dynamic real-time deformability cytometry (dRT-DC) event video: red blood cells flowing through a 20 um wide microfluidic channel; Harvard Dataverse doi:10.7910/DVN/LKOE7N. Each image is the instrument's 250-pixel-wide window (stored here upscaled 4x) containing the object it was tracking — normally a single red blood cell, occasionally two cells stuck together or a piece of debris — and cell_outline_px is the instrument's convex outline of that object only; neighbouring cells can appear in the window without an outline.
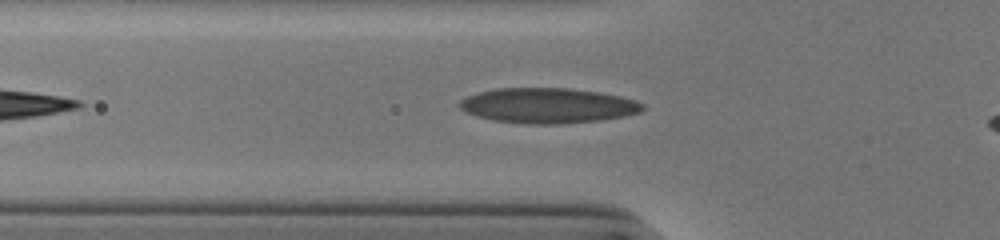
{"species": "human", "species_latin": "Homo sapiens", "temperature_condition": "cold", "stored_images_in_passage": 20, "camera_frame_rate_fps": 3000, "um_per_image_px": 0.085, "donor": {"sex": "male"}, "frame": {"image": 1, "passage_image": 6, "time_ms": 1.667, "image_size_px": [1000, 240], "cell_outline_px": [[644, 108], [640, 112], [624, 116], [600, 120], [556, 124], [524, 124], [492, 120], [476, 116], [460, 108], [456, 104], [460, 100], [476, 92], [496, 88], [568, 88], [600, 92], [620, 96], [644, 104]], "centroid_in_image_um": [46.52, 8.97], "position_along_channel_um": 79.3, "area_um2": 37.57}}